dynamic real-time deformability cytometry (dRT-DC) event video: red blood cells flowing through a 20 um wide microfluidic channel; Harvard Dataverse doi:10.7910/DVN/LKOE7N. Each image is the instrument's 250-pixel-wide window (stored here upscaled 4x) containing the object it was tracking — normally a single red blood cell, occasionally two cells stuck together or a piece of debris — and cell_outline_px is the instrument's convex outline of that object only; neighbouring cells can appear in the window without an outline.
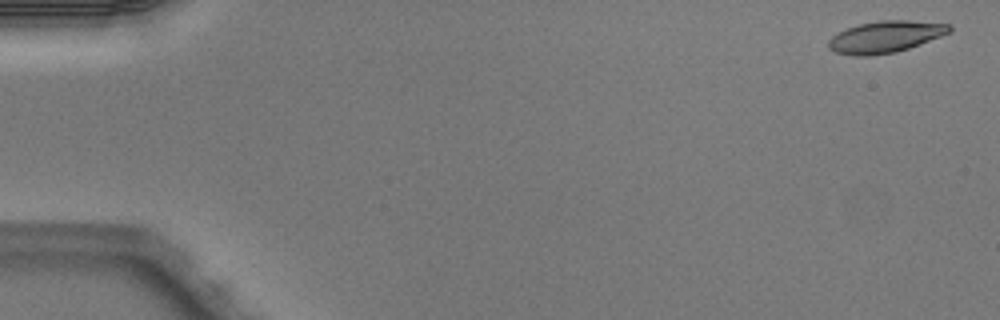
{"species": "Egyptian fruit bat (a non-hibernating species)", "species_latin": "Rousettus aegyptiacus", "temperature_condition": "warm", "stored_images_in_passage": 3, "camera_frame_rate_fps": 3000, "um_per_image_px": 0.085, "animal": {"sex": "male"}, "frame": {"image": 1, "passage_image": 1, "time_ms": 0.0, "image_size_px": [1000, 320], "cell_outline_px": [[952, 32], [908, 48], [896, 52], [868, 56], [856, 56], [836, 52], [828, 48], [828, 40], [832, 36], [848, 28], [860, 24], [880, 20], [908, 20], [948, 24], [952, 28]], "centroid_in_image_um": [75.26, 3.13], "position_along_channel_um": 9.7, "area_um2": 22.14}}